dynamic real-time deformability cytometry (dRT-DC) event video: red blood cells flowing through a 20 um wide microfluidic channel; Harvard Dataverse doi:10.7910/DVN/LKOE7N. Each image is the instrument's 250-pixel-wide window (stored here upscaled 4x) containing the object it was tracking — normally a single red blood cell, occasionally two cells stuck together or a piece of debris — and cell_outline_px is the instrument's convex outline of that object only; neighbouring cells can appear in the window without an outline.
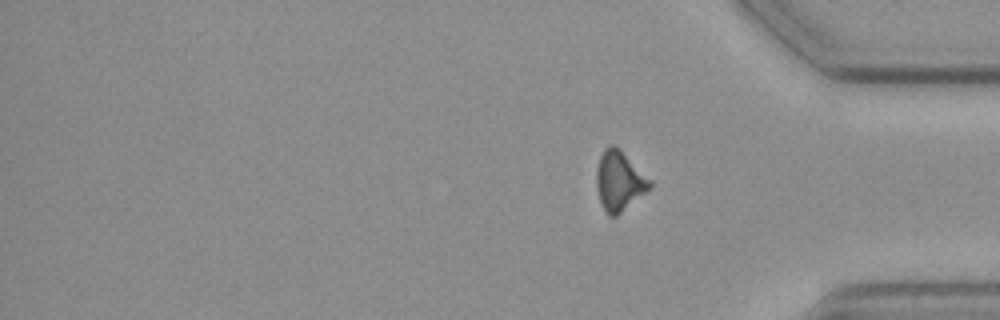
{"species": "common noctule bat (a hibernating species)", "species_latin": "Nyctalus noctula", "temperature_condition": "cold", "stored_images_in_passage": 16, "segment_of_instrument_passage": [2, 2], "camera_frame_rate_fps": 3000, "um_per_image_px": 0.085, "animal": {"sex": "female", "body_mass_g": 19.3, "forearm_length_mm": 54.1}, "frame": {"image": 1, "passage_image": 16, "time_ms": 19.333, "image_size_px": [1000, 320], "cell_outline_px": [[652, 184], [644, 192], [616, 216], [608, 216], [600, 200], [596, 184], [596, 172], [600, 156], [604, 148], [608, 144], [612, 144], [620, 148], [652, 180]], "centroid_in_image_um": [52.62, 15.32], "position_along_channel_um": 382.6, "area_um2": 18.32}}